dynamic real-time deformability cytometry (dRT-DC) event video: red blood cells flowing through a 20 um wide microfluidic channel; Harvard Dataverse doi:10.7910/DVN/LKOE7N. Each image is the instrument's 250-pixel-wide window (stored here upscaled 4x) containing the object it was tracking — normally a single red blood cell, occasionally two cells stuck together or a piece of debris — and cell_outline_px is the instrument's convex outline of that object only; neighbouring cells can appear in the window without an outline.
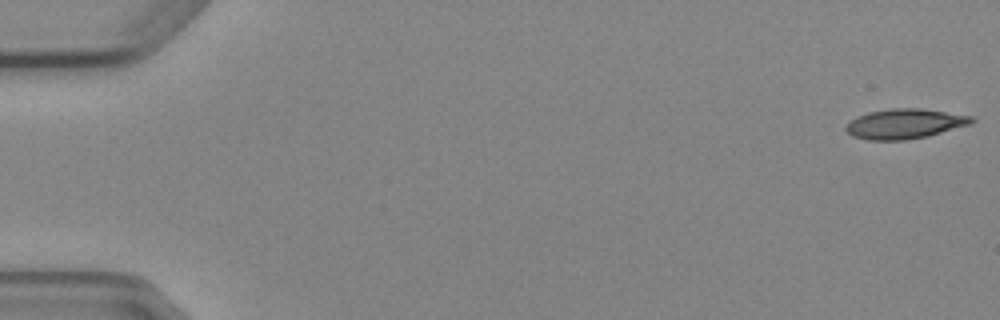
{"species": "Egyptian fruit bat (a non-hibernating species)", "species_latin": "Rousettus aegyptiacus", "temperature_condition": "cold", "stored_images_in_passage": 7, "camera_frame_rate_fps": 3000, "um_per_image_px": 0.085, "animal": {"sex": "female"}, "frame": {"image": 1, "passage_image": 1, "time_ms": 0.0, "image_size_px": [1000, 320], "cell_outline_px": [[976, 120], [972, 124], [928, 136], [904, 140], [868, 140], [852, 136], [844, 128], [856, 116], [868, 112], [892, 108], [920, 108], [972, 116]], "centroid_in_image_um": [76.92, 10.52], "position_along_channel_um": 8.1, "area_um2": 21.91}}
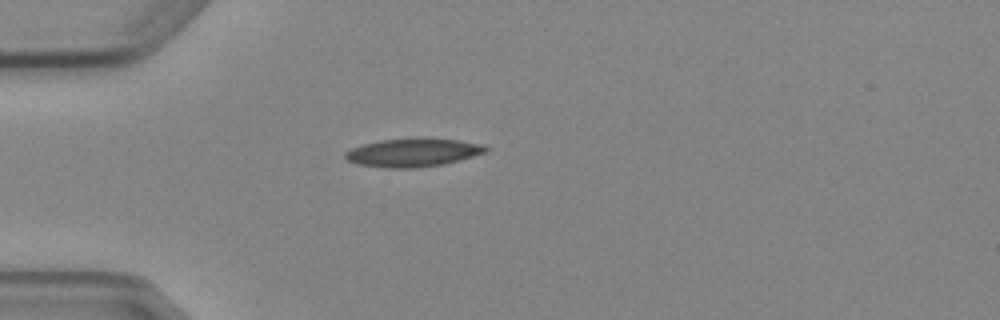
{"frame": {"image": 2, "passage_image": 5, "time_ms": 4.667, "image_size_px": [1000, 320], "cell_outline_px": [[492, 148], [488, 152], [444, 164], [416, 168], [388, 168], [356, 164], [348, 160], [344, 156], [344, 152], [352, 148], [364, 144], [380, 140], [416, 136], [424, 136], [460, 140], [484, 144]], "centroid_in_image_um": [35.17, 12.93], "position_along_channel_um": 49.8, "area_um2": 23.99}}
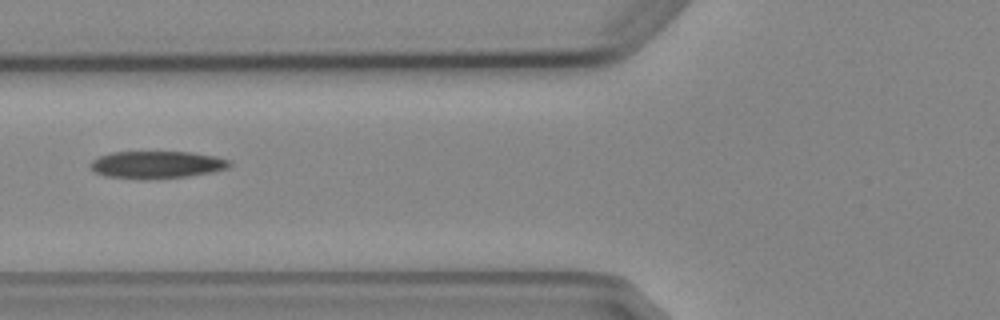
{"frame": {"image": 3, "passage_image": 7, "time_ms": 6.667, "image_size_px": [1000, 320], "cell_outline_px": [[232, 164], [228, 168], [212, 172], [188, 176], [144, 180], [104, 176], [96, 172], [88, 164], [92, 160], [100, 156], [112, 152], [192, 152], [216, 156], [232, 160]], "centroid_in_image_um": [13.35, 14.0], "position_along_channel_um": 112.5, "area_um2": 22.43}}